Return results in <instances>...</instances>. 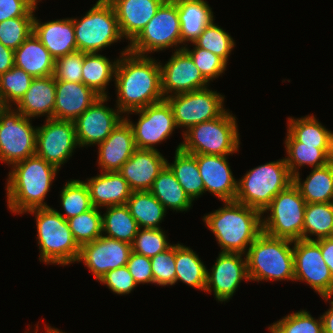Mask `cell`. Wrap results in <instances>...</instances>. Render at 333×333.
Here are the masks:
<instances>
[{
  "instance_id": "obj_1",
  "label": "cell",
  "mask_w": 333,
  "mask_h": 333,
  "mask_svg": "<svg viewBox=\"0 0 333 333\" xmlns=\"http://www.w3.org/2000/svg\"><path fill=\"white\" fill-rule=\"evenodd\" d=\"M121 52L115 71L116 108L127 113L165 100L161 89L160 62L151 57Z\"/></svg>"
},
{
  "instance_id": "obj_2",
  "label": "cell",
  "mask_w": 333,
  "mask_h": 333,
  "mask_svg": "<svg viewBox=\"0 0 333 333\" xmlns=\"http://www.w3.org/2000/svg\"><path fill=\"white\" fill-rule=\"evenodd\" d=\"M11 167L6 186L10 211L22 214L34 208L50 207L44 199L60 169L37 155Z\"/></svg>"
},
{
  "instance_id": "obj_3",
  "label": "cell",
  "mask_w": 333,
  "mask_h": 333,
  "mask_svg": "<svg viewBox=\"0 0 333 333\" xmlns=\"http://www.w3.org/2000/svg\"><path fill=\"white\" fill-rule=\"evenodd\" d=\"M223 204V207L204 215L203 221L215 235L221 252L245 254L262 233L263 215L235 200L224 201Z\"/></svg>"
},
{
  "instance_id": "obj_4",
  "label": "cell",
  "mask_w": 333,
  "mask_h": 333,
  "mask_svg": "<svg viewBox=\"0 0 333 333\" xmlns=\"http://www.w3.org/2000/svg\"><path fill=\"white\" fill-rule=\"evenodd\" d=\"M293 241L275 238L262 232L250 245L247 253L249 280H294Z\"/></svg>"
},
{
  "instance_id": "obj_5",
  "label": "cell",
  "mask_w": 333,
  "mask_h": 333,
  "mask_svg": "<svg viewBox=\"0 0 333 333\" xmlns=\"http://www.w3.org/2000/svg\"><path fill=\"white\" fill-rule=\"evenodd\" d=\"M27 212L36 218L40 262L65 266L78 260L80 247L72 236L68 221L59 211L43 207Z\"/></svg>"
},
{
  "instance_id": "obj_6",
  "label": "cell",
  "mask_w": 333,
  "mask_h": 333,
  "mask_svg": "<svg viewBox=\"0 0 333 333\" xmlns=\"http://www.w3.org/2000/svg\"><path fill=\"white\" fill-rule=\"evenodd\" d=\"M236 117L226 110L216 119L201 122L183 131L184 141L177 146L190 154L226 156L237 153L240 134Z\"/></svg>"
},
{
  "instance_id": "obj_7",
  "label": "cell",
  "mask_w": 333,
  "mask_h": 333,
  "mask_svg": "<svg viewBox=\"0 0 333 333\" xmlns=\"http://www.w3.org/2000/svg\"><path fill=\"white\" fill-rule=\"evenodd\" d=\"M293 183V176L284 159L255 167L237 181L235 201L261 213L272 199Z\"/></svg>"
},
{
  "instance_id": "obj_8",
  "label": "cell",
  "mask_w": 333,
  "mask_h": 333,
  "mask_svg": "<svg viewBox=\"0 0 333 333\" xmlns=\"http://www.w3.org/2000/svg\"><path fill=\"white\" fill-rule=\"evenodd\" d=\"M72 20L78 51L98 53L123 38L115 10L108 0H98L85 16Z\"/></svg>"
},
{
  "instance_id": "obj_9",
  "label": "cell",
  "mask_w": 333,
  "mask_h": 333,
  "mask_svg": "<svg viewBox=\"0 0 333 333\" xmlns=\"http://www.w3.org/2000/svg\"><path fill=\"white\" fill-rule=\"evenodd\" d=\"M306 201L299 189L292 183L279 192L262 213L270 211L268 217H262V232L291 241L303 239L304 212Z\"/></svg>"
},
{
  "instance_id": "obj_10",
  "label": "cell",
  "mask_w": 333,
  "mask_h": 333,
  "mask_svg": "<svg viewBox=\"0 0 333 333\" xmlns=\"http://www.w3.org/2000/svg\"><path fill=\"white\" fill-rule=\"evenodd\" d=\"M182 44L180 21L174 0H165L140 34L128 46V51L145 56Z\"/></svg>"
},
{
  "instance_id": "obj_11",
  "label": "cell",
  "mask_w": 333,
  "mask_h": 333,
  "mask_svg": "<svg viewBox=\"0 0 333 333\" xmlns=\"http://www.w3.org/2000/svg\"><path fill=\"white\" fill-rule=\"evenodd\" d=\"M15 108L0 114V161L9 166L36 155L37 127Z\"/></svg>"
},
{
  "instance_id": "obj_12",
  "label": "cell",
  "mask_w": 333,
  "mask_h": 333,
  "mask_svg": "<svg viewBox=\"0 0 333 333\" xmlns=\"http://www.w3.org/2000/svg\"><path fill=\"white\" fill-rule=\"evenodd\" d=\"M224 96L208 87L169 96L165 100L171 106L177 128L191 126L216 119L224 109Z\"/></svg>"
},
{
  "instance_id": "obj_13",
  "label": "cell",
  "mask_w": 333,
  "mask_h": 333,
  "mask_svg": "<svg viewBox=\"0 0 333 333\" xmlns=\"http://www.w3.org/2000/svg\"><path fill=\"white\" fill-rule=\"evenodd\" d=\"M294 280L307 282L323 300L333 298V277L315 240L293 241ZM332 297V298H331Z\"/></svg>"
},
{
  "instance_id": "obj_14",
  "label": "cell",
  "mask_w": 333,
  "mask_h": 333,
  "mask_svg": "<svg viewBox=\"0 0 333 333\" xmlns=\"http://www.w3.org/2000/svg\"><path fill=\"white\" fill-rule=\"evenodd\" d=\"M76 146L79 144L71 120L46 118L45 124L37 127L36 155L58 169L69 160Z\"/></svg>"
},
{
  "instance_id": "obj_15",
  "label": "cell",
  "mask_w": 333,
  "mask_h": 333,
  "mask_svg": "<svg viewBox=\"0 0 333 333\" xmlns=\"http://www.w3.org/2000/svg\"><path fill=\"white\" fill-rule=\"evenodd\" d=\"M129 113L140 114L136 124L124 117L133 129L136 149L158 150L154 145L165 141L177 127L166 100Z\"/></svg>"
},
{
  "instance_id": "obj_16",
  "label": "cell",
  "mask_w": 333,
  "mask_h": 333,
  "mask_svg": "<svg viewBox=\"0 0 333 333\" xmlns=\"http://www.w3.org/2000/svg\"><path fill=\"white\" fill-rule=\"evenodd\" d=\"M161 89L165 98L206 88L209 82L203 77L183 45L165 65L160 63ZM170 93V94H169ZM173 93V94H172Z\"/></svg>"
},
{
  "instance_id": "obj_17",
  "label": "cell",
  "mask_w": 333,
  "mask_h": 333,
  "mask_svg": "<svg viewBox=\"0 0 333 333\" xmlns=\"http://www.w3.org/2000/svg\"><path fill=\"white\" fill-rule=\"evenodd\" d=\"M131 252V244L102 235L80 247L77 262H84L99 281L110 270L126 266Z\"/></svg>"
},
{
  "instance_id": "obj_18",
  "label": "cell",
  "mask_w": 333,
  "mask_h": 333,
  "mask_svg": "<svg viewBox=\"0 0 333 333\" xmlns=\"http://www.w3.org/2000/svg\"><path fill=\"white\" fill-rule=\"evenodd\" d=\"M108 96L99 97L82 115L73 122L79 147L98 145L103 142L124 119L120 110L104 105Z\"/></svg>"
},
{
  "instance_id": "obj_19",
  "label": "cell",
  "mask_w": 333,
  "mask_h": 333,
  "mask_svg": "<svg viewBox=\"0 0 333 333\" xmlns=\"http://www.w3.org/2000/svg\"><path fill=\"white\" fill-rule=\"evenodd\" d=\"M242 255L220 252L210 272L207 270L205 291H213L216 300L225 302L231 299L241 281H249L246 256L243 259Z\"/></svg>"
},
{
  "instance_id": "obj_20",
  "label": "cell",
  "mask_w": 333,
  "mask_h": 333,
  "mask_svg": "<svg viewBox=\"0 0 333 333\" xmlns=\"http://www.w3.org/2000/svg\"><path fill=\"white\" fill-rule=\"evenodd\" d=\"M228 155H196L199 173L208 191L222 202L234 201L237 194V181L228 163Z\"/></svg>"
},
{
  "instance_id": "obj_21",
  "label": "cell",
  "mask_w": 333,
  "mask_h": 333,
  "mask_svg": "<svg viewBox=\"0 0 333 333\" xmlns=\"http://www.w3.org/2000/svg\"><path fill=\"white\" fill-rule=\"evenodd\" d=\"M167 159L158 150L136 149L118 172L132 192L149 191Z\"/></svg>"
},
{
  "instance_id": "obj_22",
  "label": "cell",
  "mask_w": 333,
  "mask_h": 333,
  "mask_svg": "<svg viewBox=\"0 0 333 333\" xmlns=\"http://www.w3.org/2000/svg\"><path fill=\"white\" fill-rule=\"evenodd\" d=\"M136 150L133 129L124 118L98 144V165L102 172L118 171Z\"/></svg>"
},
{
  "instance_id": "obj_23",
  "label": "cell",
  "mask_w": 333,
  "mask_h": 333,
  "mask_svg": "<svg viewBox=\"0 0 333 333\" xmlns=\"http://www.w3.org/2000/svg\"><path fill=\"white\" fill-rule=\"evenodd\" d=\"M115 10L123 39L130 43L140 34L165 0H108Z\"/></svg>"
},
{
  "instance_id": "obj_24",
  "label": "cell",
  "mask_w": 333,
  "mask_h": 333,
  "mask_svg": "<svg viewBox=\"0 0 333 333\" xmlns=\"http://www.w3.org/2000/svg\"><path fill=\"white\" fill-rule=\"evenodd\" d=\"M99 97L101 96L83 82L56 81L53 118L74 121Z\"/></svg>"
},
{
  "instance_id": "obj_25",
  "label": "cell",
  "mask_w": 333,
  "mask_h": 333,
  "mask_svg": "<svg viewBox=\"0 0 333 333\" xmlns=\"http://www.w3.org/2000/svg\"><path fill=\"white\" fill-rule=\"evenodd\" d=\"M33 33L54 59L78 51L72 18L41 23L34 15Z\"/></svg>"
},
{
  "instance_id": "obj_26",
  "label": "cell",
  "mask_w": 333,
  "mask_h": 333,
  "mask_svg": "<svg viewBox=\"0 0 333 333\" xmlns=\"http://www.w3.org/2000/svg\"><path fill=\"white\" fill-rule=\"evenodd\" d=\"M87 180L85 184L88 187L93 207L123 205L130 198L132 191L118 171H101L99 175Z\"/></svg>"
},
{
  "instance_id": "obj_27",
  "label": "cell",
  "mask_w": 333,
  "mask_h": 333,
  "mask_svg": "<svg viewBox=\"0 0 333 333\" xmlns=\"http://www.w3.org/2000/svg\"><path fill=\"white\" fill-rule=\"evenodd\" d=\"M56 96V81L53 75L33 78L29 89L15 105L16 110L27 118L47 115L53 118Z\"/></svg>"
},
{
  "instance_id": "obj_28",
  "label": "cell",
  "mask_w": 333,
  "mask_h": 333,
  "mask_svg": "<svg viewBox=\"0 0 333 333\" xmlns=\"http://www.w3.org/2000/svg\"><path fill=\"white\" fill-rule=\"evenodd\" d=\"M54 65L55 59L33 32L14 50V66L33 78L53 75Z\"/></svg>"
},
{
  "instance_id": "obj_29",
  "label": "cell",
  "mask_w": 333,
  "mask_h": 333,
  "mask_svg": "<svg viewBox=\"0 0 333 333\" xmlns=\"http://www.w3.org/2000/svg\"><path fill=\"white\" fill-rule=\"evenodd\" d=\"M177 5L182 44L195 41L214 19L212 8L204 0H174Z\"/></svg>"
},
{
  "instance_id": "obj_30",
  "label": "cell",
  "mask_w": 333,
  "mask_h": 333,
  "mask_svg": "<svg viewBox=\"0 0 333 333\" xmlns=\"http://www.w3.org/2000/svg\"><path fill=\"white\" fill-rule=\"evenodd\" d=\"M313 170L304 182L300 174L293 177V184L299 189L306 203H332L333 202V164L328 163Z\"/></svg>"
},
{
  "instance_id": "obj_31",
  "label": "cell",
  "mask_w": 333,
  "mask_h": 333,
  "mask_svg": "<svg viewBox=\"0 0 333 333\" xmlns=\"http://www.w3.org/2000/svg\"><path fill=\"white\" fill-rule=\"evenodd\" d=\"M149 191L162 203L166 210L170 208L173 211L186 212L192 206L193 201L167 165L160 171Z\"/></svg>"
},
{
  "instance_id": "obj_32",
  "label": "cell",
  "mask_w": 333,
  "mask_h": 333,
  "mask_svg": "<svg viewBox=\"0 0 333 333\" xmlns=\"http://www.w3.org/2000/svg\"><path fill=\"white\" fill-rule=\"evenodd\" d=\"M126 205L139 228L161 229L167 210L150 191L131 192Z\"/></svg>"
},
{
  "instance_id": "obj_33",
  "label": "cell",
  "mask_w": 333,
  "mask_h": 333,
  "mask_svg": "<svg viewBox=\"0 0 333 333\" xmlns=\"http://www.w3.org/2000/svg\"><path fill=\"white\" fill-rule=\"evenodd\" d=\"M166 165L192 201L205 193L204 183L197 166L196 154L186 153L181 148H176L174 163L170 164L166 161Z\"/></svg>"
},
{
  "instance_id": "obj_34",
  "label": "cell",
  "mask_w": 333,
  "mask_h": 333,
  "mask_svg": "<svg viewBox=\"0 0 333 333\" xmlns=\"http://www.w3.org/2000/svg\"><path fill=\"white\" fill-rule=\"evenodd\" d=\"M118 59L110 62L99 53H86L82 67V82L100 96H108L106 87L115 78Z\"/></svg>"
},
{
  "instance_id": "obj_35",
  "label": "cell",
  "mask_w": 333,
  "mask_h": 333,
  "mask_svg": "<svg viewBox=\"0 0 333 333\" xmlns=\"http://www.w3.org/2000/svg\"><path fill=\"white\" fill-rule=\"evenodd\" d=\"M285 147L287 152L285 162L293 177L299 173L298 170L302 166L307 165L319 168L330 162V148H316V146L297 142L288 132L285 139Z\"/></svg>"
},
{
  "instance_id": "obj_36",
  "label": "cell",
  "mask_w": 333,
  "mask_h": 333,
  "mask_svg": "<svg viewBox=\"0 0 333 333\" xmlns=\"http://www.w3.org/2000/svg\"><path fill=\"white\" fill-rule=\"evenodd\" d=\"M199 256L183 244H175V266L177 281L205 292L207 268Z\"/></svg>"
},
{
  "instance_id": "obj_37",
  "label": "cell",
  "mask_w": 333,
  "mask_h": 333,
  "mask_svg": "<svg viewBox=\"0 0 333 333\" xmlns=\"http://www.w3.org/2000/svg\"><path fill=\"white\" fill-rule=\"evenodd\" d=\"M106 208V213L102 215V232H105L102 235L132 245L139 227L127 205Z\"/></svg>"
},
{
  "instance_id": "obj_38",
  "label": "cell",
  "mask_w": 333,
  "mask_h": 333,
  "mask_svg": "<svg viewBox=\"0 0 333 333\" xmlns=\"http://www.w3.org/2000/svg\"><path fill=\"white\" fill-rule=\"evenodd\" d=\"M287 132L297 141L316 148H330L331 131L327 130L314 115L294 119L288 117Z\"/></svg>"
},
{
  "instance_id": "obj_39",
  "label": "cell",
  "mask_w": 333,
  "mask_h": 333,
  "mask_svg": "<svg viewBox=\"0 0 333 333\" xmlns=\"http://www.w3.org/2000/svg\"><path fill=\"white\" fill-rule=\"evenodd\" d=\"M333 228V202L307 203L304 212V240H318L328 238ZM310 234V235H308ZM316 236L312 239L309 236Z\"/></svg>"
},
{
  "instance_id": "obj_40",
  "label": "cell",
  "mask_w": 333,
  "mask_h": 333,
  "mask_svg": "<svg viewBox=\"0 0 333 333\" xmlns=\"http://www.w3.org/2000/svg\"><path fill=\"white\" fill-rule=\"evenodd\" d=\"M60 192L61 205L65 211V214L60 213V215L65 220L86 212L93 207L85 181L71 179L66 182Z\"/></svg>"
},
{
  "instance_id": "obj_41",
  "label": "cell",
  "mask_w": 333,
  "mask_h": 333,
  "mask_svg": "<svg viewBox=\"0 0 333 333\" xmlns=\"http://www.w3.org/2000/svg\"><path fill=\"white\" fill-rule=\"evenodd\" d=\"M67 221L72 236L79 247L102 236V214L96 207H92Z\"/></svg>"
},
{
  "instance_id": "obj_42",
  "label": "cell",
  "mask_w": 333,
  "mask_h": 333,
  "mask_svg": "<svg viewBox=\"0 0 333 333\" xmlns=\"http://www.w3.org/2000/svg\"><path fill=\"white\" fill-rule=\"evenodd\" d=\"M196 47L208 50L221 57L226 63L235 46L233 38L224 31L214 20L209 23L199 37L192 42Z\"/></svg>"
},
{
  "instance_id": "obj_43",
  "label": "cell",
  "mask_w": 333,
  "mask_h": 333,
  "mask_svg": "<svg viewBox=\"0 0 333 333\" xmlns=\"http://www.w3.org/2000/svg\"><path fill=\"white\" fill-rule=\"evenodd\" d=\"M33 77L23 69L13 66L0 75V95L6 107L16 105L29 89Z\"/></svg>"
},
{
  "instance_id": "obj_44",
  "label": "cell",
  "mask_w": 333,
  "mask_h": 333,
  "mask_svg": "<svg viewBox=\"0 0 333 333\" xmlns=\"http://www.w3.org/2000/svg\"><path fill=\"white\" fill-rule=\"evenodd\" d=\"M319 319V320H318ZM315 319L306 310H300L284 316L268 327L271 333H323L321 316Z\"/></svg>"
},
{
  "instance_id": "obj_45",
  "label": "cell",
  "mask_w": 333,
  "mask_h": 333,
  "mask_svg": "<svg viewBox=\"0 0 333 333\" xmlns=\"http://www.w3.org/2000/svg\"><path fill=\"white\" fill-rule=\"evenodd\" d=\"M165 231L162 229L139 228L132 244L136 254L152 258L170 248Z\"/></svg>"
},
{
  "instance_id": "obj_46",
  "label": "cell",
  "mask_w": 333,
  "mask_h": 333,
  "mask_svg": "<svg viewBox=\"0 0 333 333\" xmlns=\"http://www.w3.org/2000/svg\"><path fill=\"white\" fill-rule=\"evenodd\" d=\"M34 16L15 17L0 22V42L16 50L33 32Z\"/></svg>"
},
{
  "instance_id": "obj_47",
  "label": "cell",
  "mask_w": 333,
  "mask_h": 333,
  "mask_svg": "<svg viewBox=\"0 0 333 333\" xmlns=\"http://www.w3.org/2000/svg\"><path fill=\"white\" fill-rule=\"evenodd\" d=\"M183 49L190 55L194 64L208 82L215 80L224 73L227 63L221 57L196 46L193 50H190L185 45Z\"/></svg>"
},
{
  "instance_id": "obj_48",
  "label": "cell",
  "mask_w": 333,
  "mask_h": 333,
  "mask_svg": "<svg viewBox=\"0 0 333 333\" xmlns=\"http://www.w3.org/2000/svg\"><path fill=\"white\" fill-rule=\"evenodd\" d=\"M154 284L168 286L175 284V244L166 251L150 258Z\"/></svg>"
},
{
  "instance_id": "obj_49",
  "label": "cell",
  "mask_w": 333,
  "mask_h": 333,
  "mask_svg": "<svg viewBox=\"0 0 333 333\" xmlns=\"http://www.w3.org/2000/svg\"><path fill=\"white\" fill-rule=\"evenodd\" d=\"M85 52L76 51L55 59V81L82 83V67Z\"/></svg>"
},
{
  "instance_id": "obj_50",
  "label": "cell",
  "mask_w": 333,
  "mask_h": 333,
  "mask_svg": "<svg viewBox=\"0 0 333 333\" xmlns=\"http://www.w3.org/2000/svg\"><path fill=\"white\" fill-rule=\"evenodd\" d=\"M98 282L107 285L113 293L118 295L129 294L137 286L127 266L110 270Z\"/></svg>"
},
{
  "instance_id": "obj_51",
  "label": "cell",
  "mask_w": 333,
  "mask_h": 333,
  "mask_svg": "<svg viewBox=\"0 0 333 333\" xmlns=\"http://www.w3.org/2000/svg\"><path fill=\"white\" fill-rule=\"evenodd\" d=\"M126 266L137 285L154 283L150 258L132 251Z\"/></svg>"
},
{
  "instance_id": "obj_52",
  "label": "cell",
  "mask_w": 333,
  "mask_h": 333,
  "mask_svg": "<svg viewBox=\"0 0 333 333\" xmlns=\"http://www.w3.org/2000/svg\"><path fill=\"white\" fill-rule=\"evenodd\" d=\"M37 4L33 0H0V22L23 16H34Z\"/></svg>"
},
{
  "instance_id": "obj_53",
  "label": "cell",
  "mask_w": 333,
  "mask_h": 333,
  "mask_svg": "<svg viewBox=\"0 0 333 333\" xmlns=\"http://www.w3.org/2000/svg\"><path fill=\"white\" fill-rule=\"evenodd\" d=\"M321 248L322 257L330 269L331 275L333 277V239L330 237L328 238H321L315 240Z\"/></svg>"
},
{
  "instance_id": "obj_54",
  "label": "cell",
  "mask_w": 333,
  "mask_h": 333,
  "mask_svg": "<svg viewBox=\"0 0 333 333\" xmlns=\"http://www.w3.org/2000/svg\"><path fill=\"white\" fill-rule=\"evenodd\" d=\"M14 66V50L0 42V75Z\"/></svg>"
},
{
  "instance_id": "obj_55",
  "label": "cell",
  "mask_w": 333,
  "mask_h": 333,
  "mask_svg": "<svg viewBox=\"0 0 333 333\" xmlns=\"http://www.w3.org/2000/svg\"><path fill=\"white\" fill-rule=\"evenodd\" d=\"M330 308L321 315L323 322V333H333V299L329 301Z\"/></svg>"
},
{
  "instance_id": "obj_56",
  "label": "cell",
  "mask_w": 333,
  "mask_h": 333,
  "mask_svg": "<svg viewBox=\"0 0 333 333\" xmlns=\"http://www.w3.org/2000/svg\"><path fill=\"white\" fill-rule=\"evenodd\" d=\"M36 328L37 329L35 330V333L38 332V328H39L38 325L36 326ZM45 329H46V333H65V332L58 330L57 328H52L51 326H45Z\"/></svg>"
},
{
  "instance_id": "obj_57",
  "label": "cell",
  "mask_w": 333,
  "mask_h": 333,
  "mask_svg": "<svg viewBox=\"0 0 333 333\" xmlns=\"http://www.w3.org/2000/svg\"><path fill=\"white\" fill-rule=\"evenodd\" d=\"M329 161L333 164V132H331V145H330V154Z\"/></svg>"
},
{
  "instance_id": "obj_58",
  "label": "cell",
  "mask_w": 333,
  "mask_h": 333,
  "mask_svg": "<svg viewBox=\"0 0 333 333\" xmlns=\"http://www.w3.org/2000/svg\"><path fill=\"white\" fill-rule=\"evenodd\" d=\"M7 107L5 106L2 98H1V95H0V114L6 109Z\"/></svg>"
},
{
  "instance_id": "obj_59",
  "label": "cell",
  "mask_w": 333,
  "mask_h": 333,
  "mask_svg": "<svg viewBox=\"0 0 333 333\" xmlns=\"http://www.w3.org/2000/svg\"><path fill=\"white\" fill-rule=\"evenodd\" d=\"M330 238L333 239V228H332V232L330 234Z\"/></svg>"
},
{
  "instance_id": "obj_60",
  "label": "cell",
  "mask_w": 333,
  "mask_h": 333,
  "mask_svg": "<svg viewBox=\"0 0 333 333\" xmlns=\"http://www.w3.org/2000/svg\"><path fill=\"white\" fill-rule=\"evenodd\" d=\"M36 4H38L37 2H40L39 0H33Z\"/></svg>"
}]
</instances>
